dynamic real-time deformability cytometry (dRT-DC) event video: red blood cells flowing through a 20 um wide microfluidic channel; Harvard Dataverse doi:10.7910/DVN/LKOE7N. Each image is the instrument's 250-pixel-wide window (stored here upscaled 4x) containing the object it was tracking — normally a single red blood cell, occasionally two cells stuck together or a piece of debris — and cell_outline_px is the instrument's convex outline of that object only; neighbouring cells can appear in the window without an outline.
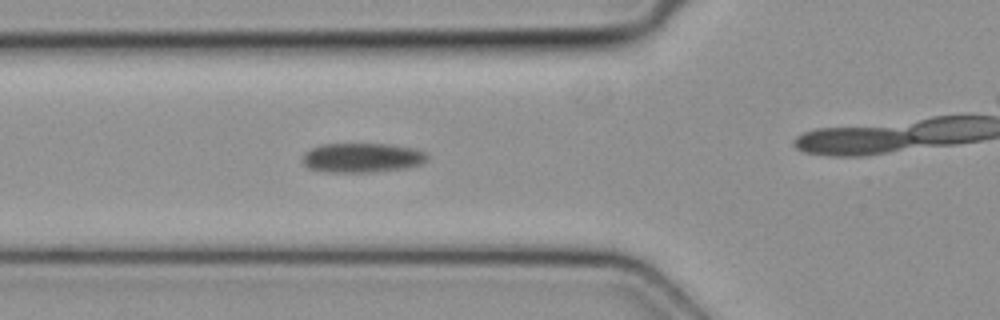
{"species": "common noctule bat (a hibernating species)", "species_latin": "Nyctalus noctula", "temperature_condition": "cold", "stored_images_in_passage": 6, "camera_frame_rate_fps": 3000, "um_per_image_px": 0.085, "animal": {"sex": "female", "body_mass_g": 19.3, "forearm_length_mm": 54.1}, "frame": {"image": 1, "passage_image": 5, "time_ms": 1.333, "image_size_px": [1000, 320], "cell_outline_px": [[428, 160], [420, 164], [408, 168], [372, 172], [328, 172], [308, 168], [304, 164], [304, 152], [320, 144], [392, 144], [416, 148], [428, 152]], "centroid_in_image_um": [30.85, 13.4], "position_along_channel_um": 95.0, "area_um2": 21.68}}